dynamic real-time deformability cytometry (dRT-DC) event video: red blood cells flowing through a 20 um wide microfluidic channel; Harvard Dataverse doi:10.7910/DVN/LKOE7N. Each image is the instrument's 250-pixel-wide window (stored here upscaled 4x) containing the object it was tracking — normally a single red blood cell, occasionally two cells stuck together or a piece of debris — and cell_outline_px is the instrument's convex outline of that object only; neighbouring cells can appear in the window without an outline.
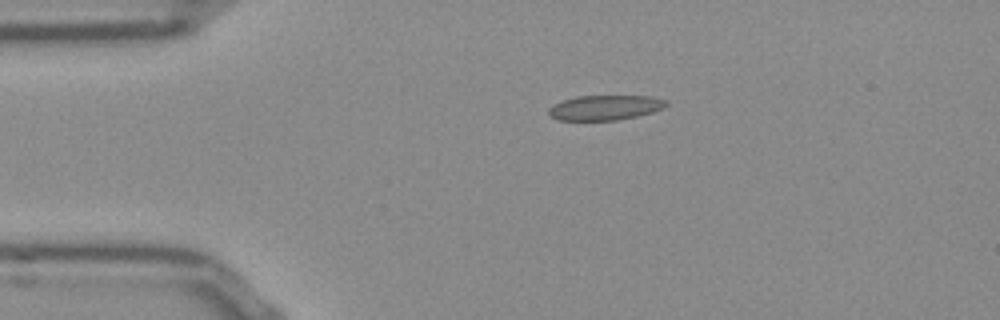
{"species": "Egyptian fruit bat (a non-hibernating species)", "species_latin": "Rousettus aegyptiacus", "temperature_condition": "room temperature", "stored_images_in_passage": 43, "camera_frame_rate_fps": 3000, "um_per_image_px": 0.085, "frame": {"image": 1, "passage_image": 1, "time_ms": 0.0, "image_size_px": [1000, 320], "cell_outline_px": [[668, 104], [652, 112], [636, 116], [616, 120], [556, 120], [548, 112], [548, 108], [552, 104], [576, 96], [652, 96], [668, 100]], "centroid_in_image_um": [51.41, 9.14], "position_along_channel_um": 33.6, "area_um2": 16.99}}
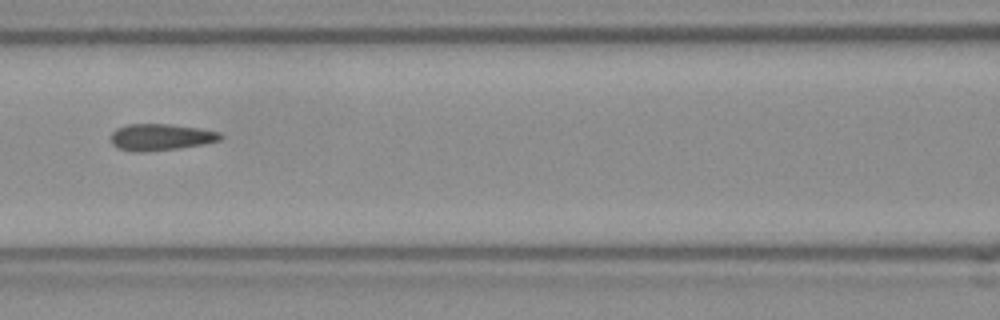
{"frame": {"image": 2, "passage_image": 13, "time_ms": 4.0, "image_size_px": [1000, 320], "cell_outline_px": [[224, 136], [220, 140], [204, 144], [180, 148], [140, 152], [136, 152], [116, 148], [112, 144], [112, 132], [116, 128], [128, 124], [172, 124], [200, 128], [220, 132]], "centroid_in_image_um": [13.68, 11.65], "position_along_channel_um": 152.9, "area_um2": 17.11}}
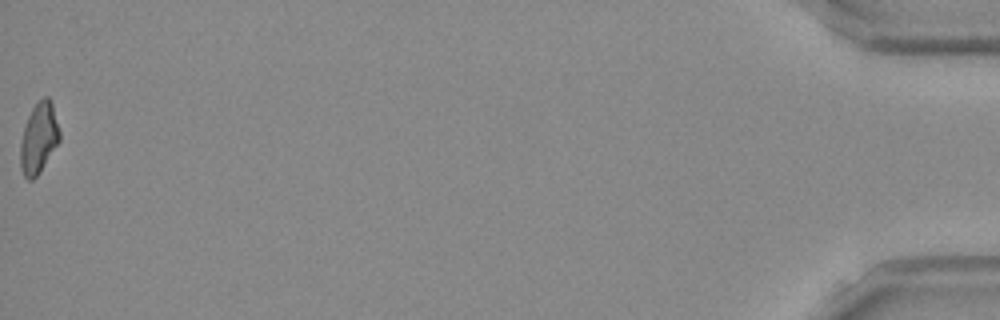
{"frame": {"image": 3, "passage_image": 43, "time_ms": 14.0, "image_size_px": [1000, 320], "cell_outline_px": [[60, 140], [40, 172], [32, 180], [28, 180], [24, 176], [20, 168], [20, 144], [24, 128], [28, 116], [32, 108], [44, 96], [48, 96], [52, 104], [60, 132]], "centroid_in_image_um": [3.29, 11.76], "position_along_channel_um": 431.9, "area_um2": 16.01}, "authors_computed_cell_mechanics": {"area_um2": 16.762, "velocity_mm_per_s": 3.8499, "shape_relaxation_time_tau1_ms": null, "shape_relaxation_time_tau2_ms": 1.0743, "deformation_change_tau1": null, "deformation_change_tau2": 0.0644}}